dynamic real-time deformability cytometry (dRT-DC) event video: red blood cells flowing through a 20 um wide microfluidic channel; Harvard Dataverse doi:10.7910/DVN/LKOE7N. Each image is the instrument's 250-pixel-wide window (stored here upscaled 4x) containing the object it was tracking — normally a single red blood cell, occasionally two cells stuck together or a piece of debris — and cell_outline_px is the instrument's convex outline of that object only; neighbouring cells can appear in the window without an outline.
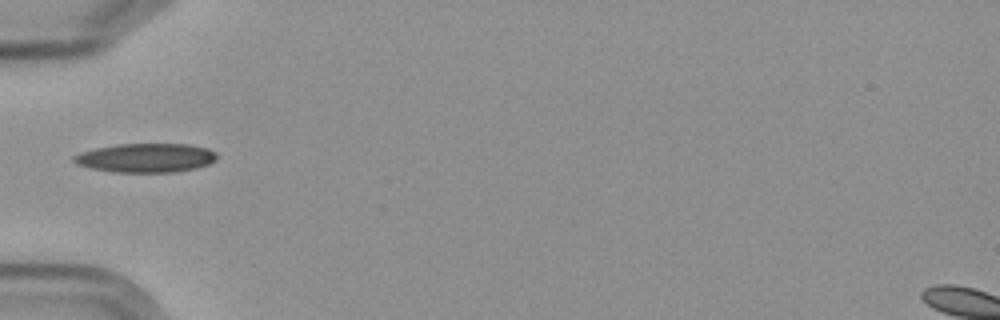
{"species": "Egyptian fruit bat (a non-hibernating species)", "species_latin": "Rousettus aegyptiacus", "temperature_condition": "cold", "stored_images_in_passage": 1, "camera_frame_rate_fps": 3000, "um_per_image_px": 0.085, "frame": {"image": 1, "passage_image": 1, "time_ms": 0.0, "image_size_px": [1000, 320], "cell_outline_px": [[216, 160], [208, 164], [196, 168], [172, 172], [112, 172], [88, 168], [76, 164], [72, 160], [72, 156], [80, 152], [96, 148], [116, 144], [188, 144], [208, 148], [216, 152]], "centroid_in_image_um": [12.36, 13.42], "position_along_channel_um": 72.6, "area_um2": 24.33}}